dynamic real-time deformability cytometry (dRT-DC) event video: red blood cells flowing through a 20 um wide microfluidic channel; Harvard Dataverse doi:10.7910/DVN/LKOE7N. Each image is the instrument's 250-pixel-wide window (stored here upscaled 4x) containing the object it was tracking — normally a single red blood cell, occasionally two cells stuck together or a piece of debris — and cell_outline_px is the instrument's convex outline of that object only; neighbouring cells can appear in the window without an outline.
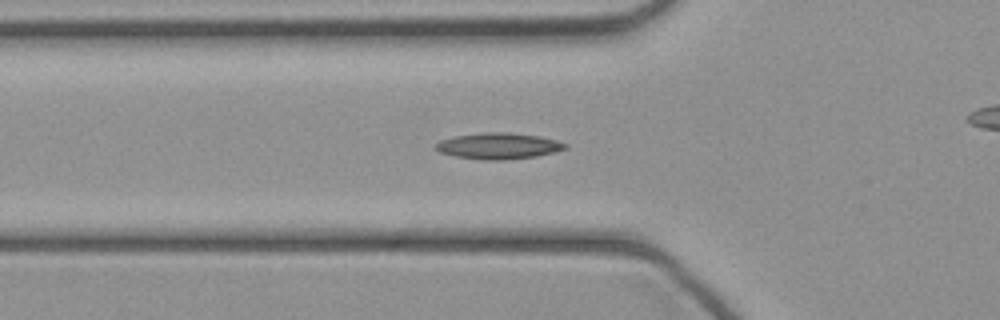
{"species": "common noctule bat (a hibernating species)", "species_latin": "Nyctalus noctula", "temperature_condition": "cold", "stored_images_in_passage": 34, "camera_frame_rate_fps": 3000, "um_per_image_px": 0.085, "animal": {"sex": "female", "body_mass_g": 21.9}, "frame": {"image": 1, "passage_image": 10, "time_ms": 3.0, "image_size_px": [1000, 320], "cell_outline_px": [[568, 148], [536, 156], [504, 160], [480, 160], [456, 156], [440, 152], [436, 148], [436, 144], [440, 140], [456, 136], [484, 132], [508, 132], [540, 136], [556, 140], [568, 144]], "centroid_in_image_um": [42.39, 12.4], "position_along_channel_um": 83.4, "area_um2": 19.65}}
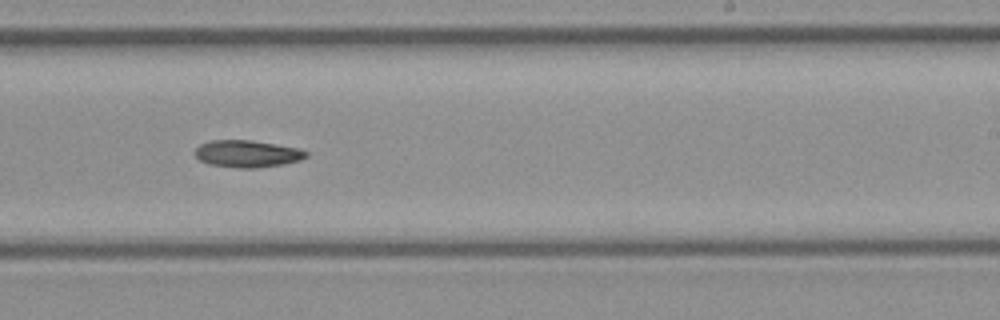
{"frame": {"image": 2, "passage_image": 22, "time_ms": 7.0, "image_size_px": [1000, 320], "cell_outline_px": [[308, 156], [300, 160], [284, 164], [256, 168], [236, 168], [208, 164], [200, 160], [196, 156], [196, 148], [200, 144], [212, 140], [252, 140], [276, 144], [296, 148], [308, 152]], "centroid_in_image_um": [21.02, 13.07], "position_along_channel_um": 268.0, "area_um2": 17.51}}
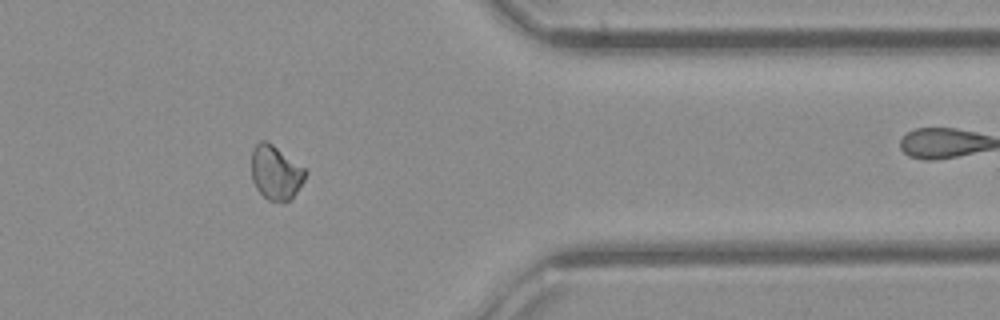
{"frame": {"image": 3, "passage_image": 31, "time_ms": 10.0, "image_size_px": [1000, 320], "cell_outline_px": [[308, 172], [304, 180], [296, 192], [288, 200], [268, 200], [256, 188], [252, 180], [252, 148], [260, 140], [268, 140], [304, 168]], "centroid_in_image_um": [23.42, 14.62], "position_along_channel_um": 388.0, "area_um2": 16.82}}